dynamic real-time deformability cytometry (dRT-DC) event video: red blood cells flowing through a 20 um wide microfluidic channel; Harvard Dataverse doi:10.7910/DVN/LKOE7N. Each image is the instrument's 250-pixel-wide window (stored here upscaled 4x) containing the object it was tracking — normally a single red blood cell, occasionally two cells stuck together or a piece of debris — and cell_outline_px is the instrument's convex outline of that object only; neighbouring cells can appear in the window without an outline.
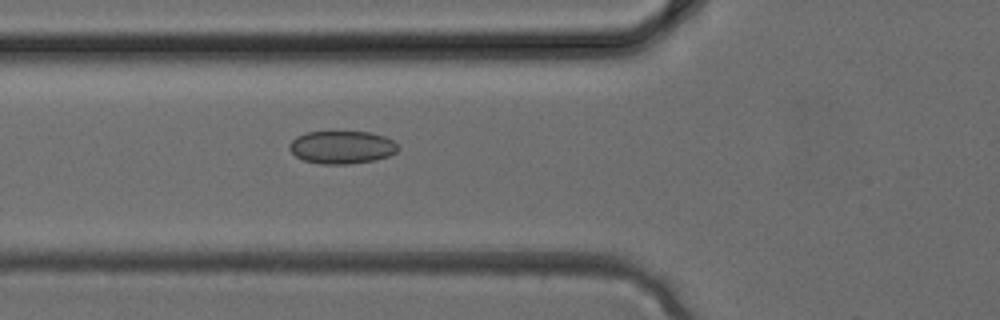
{"species": "common noctule bat (a hibernating species)", "species_latin": "Nyctalus noctula", "temperature_condition": "cold", "stored_images_in_passage": 3, "camera_frame_rate_fps": 3000, "um_per_image_px": 0.085, "animal": {"sex": "female", "body_mass_g": 24.6, "forearm_length_mm": 56.2}, "frame": {"image": 1, "passage_image": 3, "time_ms": 0.667, "image_size_px": [1000, 320], "cell_outline_px": [[400, 148], [396, 152], [388, 156], [376, 160], [348, 164], [320, 164], [304, 160], [296, 156], [288, 148], [288, 144], [296, 136], [304, 132], [372, 132], [384, 136], [400, 144]], "centroid_in_image_um": [29.07, 12.51], "position_along_channel_um": 96.7, "area_um2": 21.04}}